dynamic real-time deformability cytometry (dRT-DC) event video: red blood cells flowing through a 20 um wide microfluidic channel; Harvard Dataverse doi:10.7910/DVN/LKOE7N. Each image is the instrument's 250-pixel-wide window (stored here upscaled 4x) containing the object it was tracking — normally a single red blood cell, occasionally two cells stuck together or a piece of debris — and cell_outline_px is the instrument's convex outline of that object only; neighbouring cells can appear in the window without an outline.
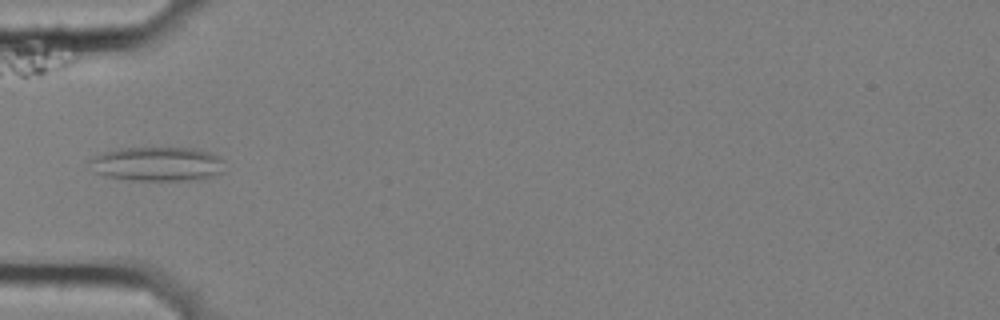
{"species": "common noctule bat (a hibernating species)", "species_latin": "Nyctalus noctula", "temperature_condition": "cold", "stored_images_in_passage": 8, "camera_frame_rate_fps": 3000, "um_per_image_px": 0.085, "animal": {"sex": "female", "body_mass_g": 25.1}, "frame": {"image": 1, "passage_image": 4, "time_ms": 1.0, "image_size_px": [1000, 320], "cell_outline_px": [[224, 172], [216, 176], [204, 180], [128, 180], [104, 176], [96, 172], [88, 160], [92, 156], [104, 152], [120, 148], [196, 148], [220, 156], [224, 160]], "centroid_in_image_um": [13.44, 13.95], "position_along_channel_um": 71.6, "area_um2": 27.4}}
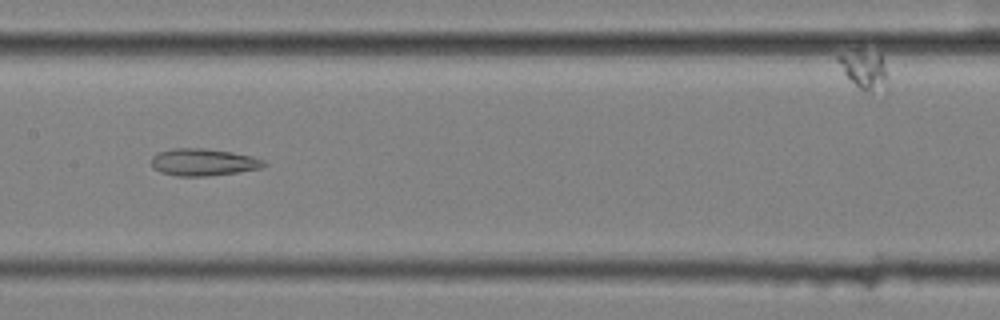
{"frame": {"image": 2, "passage_image": 7, "time_ms": 2.0, "image_size_px": [1000, 320], "cell_outline_px": [[268, 164], [260, 168], [236, 172], [208, 176], [176, 176], [160, 172], [152, 168], [152, 156], [160, 152], [172, 148], [204, 148], [232, 152], [252, 156], [264, 160]], "centroid_in_image_um": [17.27, 13.78], "position_along_channel_um": 190.1, "area_um2": 17.8}}